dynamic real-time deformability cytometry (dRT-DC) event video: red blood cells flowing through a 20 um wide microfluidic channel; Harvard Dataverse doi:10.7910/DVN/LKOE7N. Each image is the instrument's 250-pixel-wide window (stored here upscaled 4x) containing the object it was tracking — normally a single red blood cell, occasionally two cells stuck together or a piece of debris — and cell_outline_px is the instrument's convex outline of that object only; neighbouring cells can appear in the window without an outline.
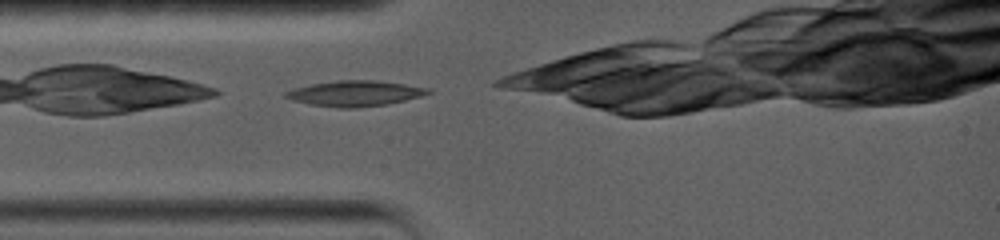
{"species": "common noctule bat (a hibernating species)", "species_latin": "Nyctalus noctula", "temperature_condition": "warm", "stored_images_in_passage": 17, "camera_frame_rate_fps": 5000, "um_per_image_px": 0.085, "animal": {"sex": "female", "body_mass_g": 19.0, "forearm_length_mm": 56.7}, "frame": {"image": 1, "passage_image": 1, "time_ms": 0.0, "image_size_px": [1000, 240], "cell_outline_px": [[432, 92], [420, 96], [388, 104], [356, 108], [336, 108], [308, 104], [292, 100], [284, 96], [284, 92], [292, 88], [312, 84], [336, 80], [376, 80], [404, 84], [428, 88]], "centroid_in_image_um": [30.12, 7.94], "position_along_channel_um": 54.9, "area_um2": 21.21}}